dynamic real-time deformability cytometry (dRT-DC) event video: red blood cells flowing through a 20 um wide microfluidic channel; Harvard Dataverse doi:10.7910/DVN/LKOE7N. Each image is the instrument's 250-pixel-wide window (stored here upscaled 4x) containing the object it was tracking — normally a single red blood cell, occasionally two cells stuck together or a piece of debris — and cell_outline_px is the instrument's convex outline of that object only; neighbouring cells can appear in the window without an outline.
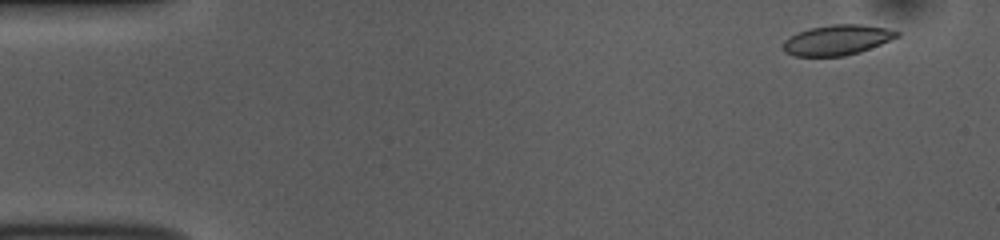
{"species": "common noctule bat (a hibernating species)", "species_latin": "Nyctalus noctula", "temperature_condition": "room temperature", "stored_images_in_passage": 11, "camera_frame_rate_fps": 3000, "um_per_image_px": 0.085, "animal": {"sex": "female", "body_mass_g": 10.0, "forearm_length_mm": 53.1}, "frame": {"image": 1, "passage_image": 4, "time_ms": 1.0, "image_size_px": [1000, 240], "cell_outline_px": [[900, 36], [860, 52], [844, 56], [792, 56], [784, 52], [784, 40], [788, 36], [796, 32], [808, 28], [832, 24], [860, 24], [888, 28], [900, 32]], "centroid_in_image_um": [71.13, 3.39], "position_along_channel_um": 13.9, "area_um2": 20.23}}